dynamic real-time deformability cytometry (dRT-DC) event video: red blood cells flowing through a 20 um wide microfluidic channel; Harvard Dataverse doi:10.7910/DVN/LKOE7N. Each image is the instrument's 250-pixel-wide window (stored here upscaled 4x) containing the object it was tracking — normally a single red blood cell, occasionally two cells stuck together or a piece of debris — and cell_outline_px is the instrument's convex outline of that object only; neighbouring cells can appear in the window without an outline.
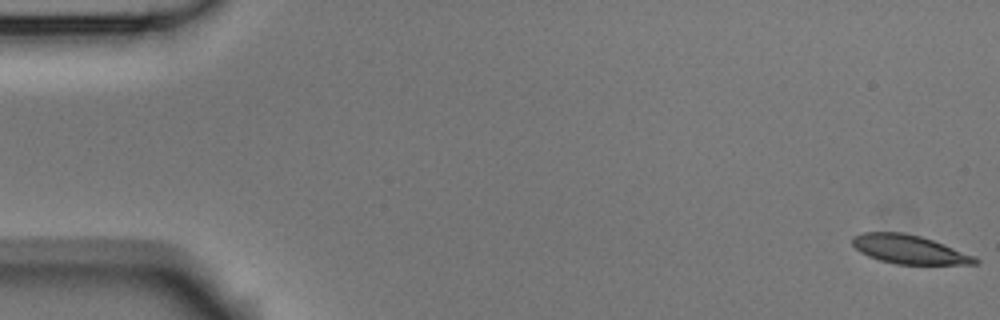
{"species": "Egyptian fruit bat (a non-hibernating species)", "species_latin": "Rousettus aegyptiacus", "temperature_condition": "room temperature", "stored_images_in_passage": 5, "camera_frame_rate_fps": 3000, "um_per_image_px": 0.085, "animal": {"sex": "male"}, "frame": {"image": 1, "passage_image": 1, "time_ms": 0.0, "image_size_px": [1000, 320], "cell_outline_px": [[980, 260], [976, 264], [896, 264], [880, 260], [868, 256], [860, 252], [852, 244], [852, 236], [864, 232], [904, 232], [920, 236], [944, 244], [976, 256]], "centroid_in_image_um": [77.28, 21.19], "position_along_channel_um": 7.7, "area_um2": 20.58}}
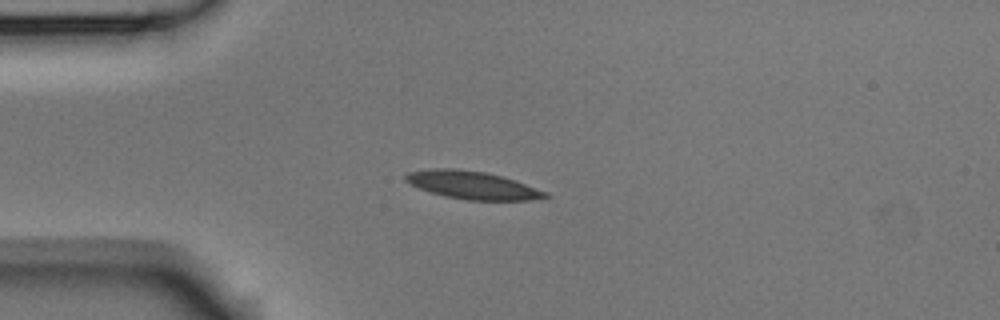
{"frame": {"image": 2, "passage_image": 4, "time_ms": 1.0, "image_size_px": [1000, 320], "cell_outline_px": [[552, 196], [528, 200], [468, 200], [444, 196], [420, 188], [404, 180], [404, 176], [408, 172], [428, 168], [456, 168], [484, 172], [516, 180], [548, 192]], "centroid_in_image_um": [40.17, 15.73], "position_along_channel_um": 44.8, "area_um2": 22.66}}
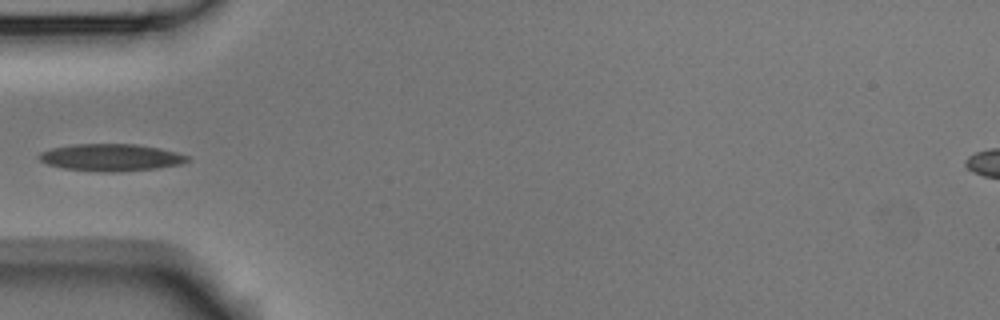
{"frame": {"image": 3, "passage_image": 5, "time_ms": 1.333, "image_size_px": [1000, 320], "cell_outline_px": [[192, 160], [184, 164], [156, 168], [120, 172], [100, 172], [64, 168], [48, 164], [40, 160], [36, 156], [40, 152], [52, 148], [76, 144], [136, 144], [160, 148], [176, 152], [188, 156]], "centroid_in_image_um": [9.47, 13.39], "position_along_channel_um": 75.5, "area_um2": 23.58}}